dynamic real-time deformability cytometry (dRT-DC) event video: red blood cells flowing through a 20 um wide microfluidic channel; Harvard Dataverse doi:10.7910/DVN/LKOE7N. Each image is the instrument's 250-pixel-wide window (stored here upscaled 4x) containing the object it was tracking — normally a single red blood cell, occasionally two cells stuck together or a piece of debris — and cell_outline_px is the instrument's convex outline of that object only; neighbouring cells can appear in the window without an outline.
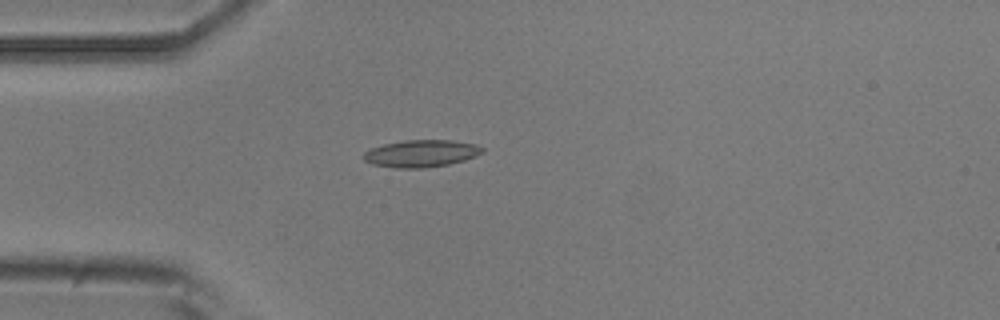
{"species": "common noctule bat (a hibernating species)", "species_latin": "Nyctalus noctula", "temperature_condition": "room temperature", "stored_images_in_passage": 5, "camera_frame_rate_fps": 3000, "um_per_image_px": 0.085, "animal": {"sex": "male", "body_mass_g": 20.5, "forearm_length_mm": 52.5}, "frame": {"image": 1, "passage_image": 4, "time_ms": 3.333, "image_size_px": [1000, 320], "cell_outline_px": [[484, 152], [476, 156], [464, 160], [448, 164], [424, 168], [396, 168], [372, 164], [364, 160], [364, 152], [372, 148], [384, 144], [404, 140], [452, 140], [476, 144], [484, 148]], "centroid_in_image_um": [35.82, 13.04], "position_along_channel_um": 49.2, "area_um2": 18.79}}